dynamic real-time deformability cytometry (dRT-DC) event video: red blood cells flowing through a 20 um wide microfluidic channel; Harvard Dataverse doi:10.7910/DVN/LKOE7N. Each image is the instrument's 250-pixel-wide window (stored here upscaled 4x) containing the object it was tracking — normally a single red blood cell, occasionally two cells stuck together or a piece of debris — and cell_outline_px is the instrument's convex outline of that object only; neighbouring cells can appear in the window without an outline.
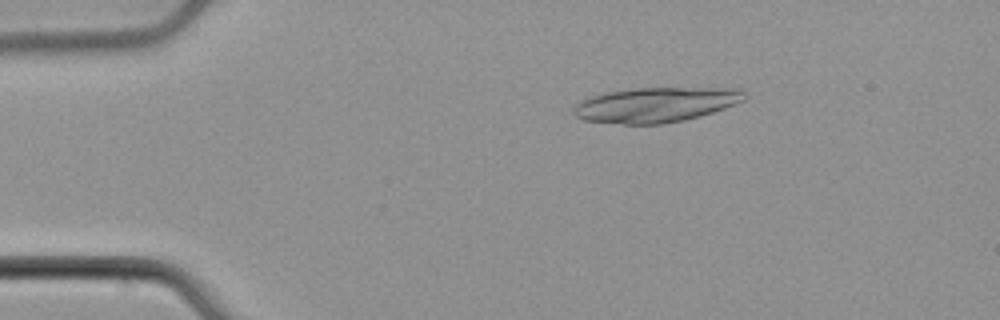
{"species": "common noctule bat (a hibernating species)", "species_latin": "Nyctalus noctula", "temperature_condition": "cold", "stored_images_in_passage": 5, "camera_frame_rate_fps": 3000, "um_per_image_px": 0.085, "animal": {"sex": "male", "body_mass_g": 21.5, "forearm_length_mm": 52.0}, "frame": {"image": 1, "passage_image": 1, "time_ms": 0.0, "image_size_px": [1000, 320], "cell_outline_px": [[748, 96], [744, 100], [724, 108], [700, 116], [684, 120], [664, 124], [624, 124], [584, 120], [576, 116], [572, 112], [572, 108], [576, 104], [592, 96], [604, 92], [636, 88], [744, 88]], "centroid_in_image_um": [55.77, 8.9], "position_along_channel_um": 29.2, "area_um2": 34.85}}